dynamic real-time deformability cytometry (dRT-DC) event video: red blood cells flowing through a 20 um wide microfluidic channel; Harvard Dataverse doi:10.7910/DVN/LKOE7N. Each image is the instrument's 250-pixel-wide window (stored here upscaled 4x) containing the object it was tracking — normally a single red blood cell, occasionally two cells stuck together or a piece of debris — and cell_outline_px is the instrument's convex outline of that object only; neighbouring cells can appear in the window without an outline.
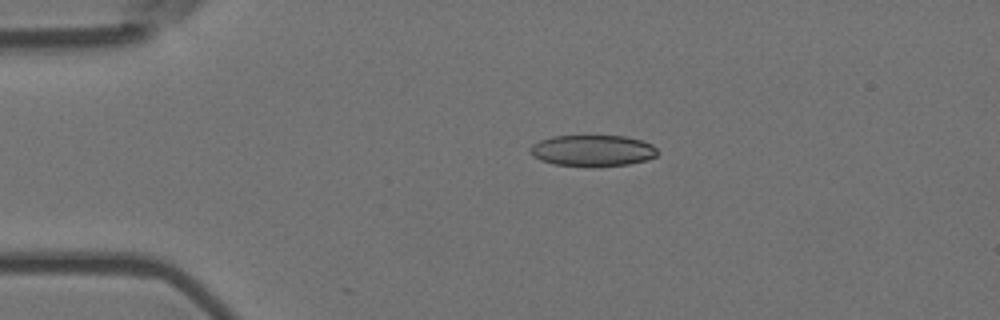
{"species": "Egyptian fruit bat (a non-hibernating species)", "species_latin": "Rousettus aegyptiacus", "temperature_condition": "room temperature", "stored_images_in_passage": 6, "camera_frame_rate_fps": 3000, "um_per_image_px": 0.085, "animal": {"sex": "female"}, "frame": {"image": 1, "passage_image": 4, "time_ms": 1.0, "image_size_px": [1000, 320], "cell_outline_px": [[660, 152], [656, 156], [648, 160], [628, 164], [556, 164], [540, 160], [532, 156], [528, 152], [528, 148], [532, 144], [540, 140], [552, 136], [624, 136], [640, 140], [652, 144]], "centroid_in_image_um": [50.36, 12.76], "position_along_channel_um": 34.6, "area_um2": 22.66}}
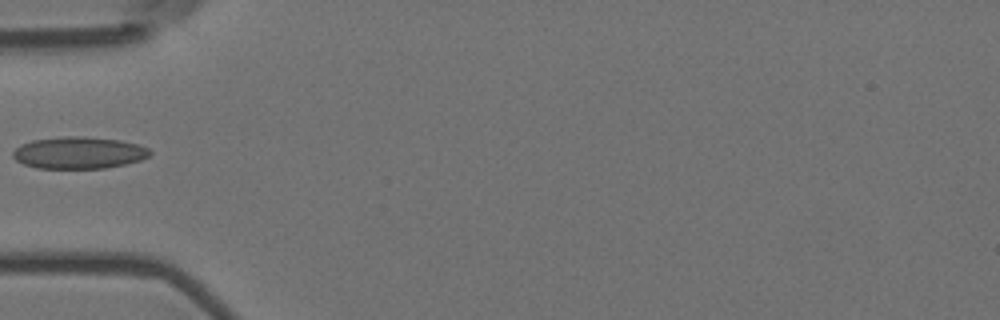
{"frame": {"image": 2, "passage_image": 6, "time_ms": 1.667, "image_size_px": [1000, 320], "cell_outline_px": [[152, 152], [148, 156], [140, 160], [124, 164], [104, 168], [36, 168], [24, 164], [16, 160], [12, 156], [12, 152], [20, 144], [32, 140], [64, 136], [84, 136], [120, 140], [136, 144], [148, 148]], "centroid_in_image_um": [6.67, 12.98], "position_along_channel_um": 78.3, "area_um2": 25.43}}